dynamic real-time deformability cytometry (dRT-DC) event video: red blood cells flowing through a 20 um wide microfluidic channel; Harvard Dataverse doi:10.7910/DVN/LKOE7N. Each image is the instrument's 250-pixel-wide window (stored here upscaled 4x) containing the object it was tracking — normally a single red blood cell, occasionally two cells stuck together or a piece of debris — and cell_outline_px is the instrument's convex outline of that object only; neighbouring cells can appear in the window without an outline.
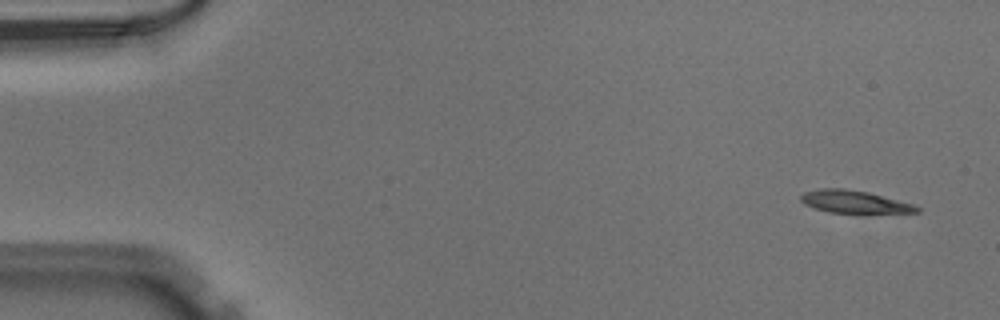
{"species": "Egyptian fruit bat (a non-hibernating species)", "species_latin": "Rousettus aegyptiacus", "temperature_condition": "warm", "stored_images_in_passage": 50, "camera_frame_rate_fps": 3000, "um_per_image_px": 0.085, "animal": {"sex": "male"}, "frame": {"image": 1, "passage_image": 2, "time_ms": 0.333, "image_size_px": [1000, 320], "cell_outline_px": [[920, 212], [828, 212], [804, 204], [800, 200], [800, 196], [804, 192], [824, 188], [844, 188], [868, 192], [912, 204], [920, 208]], "centroid_in_image_um": [72.56, 17.13], "position_along_channel_um": 12.4, "area_um2": 14.8}}
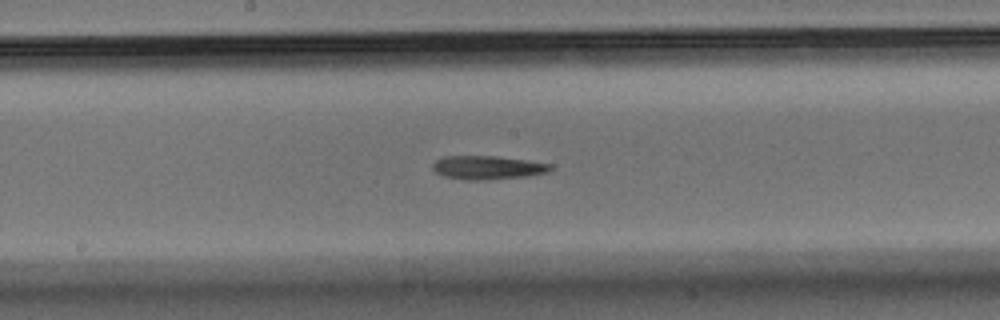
{"frame": {"image": 2, "passage_image": 26, "time_ms": 8.333, "image_size_px": [1000, 320], "cell_outline_px": [[552, 168], [548, 172], [528, 176], [484, 180], [468, 180], [444, 176], [436, 172], [432, 168], [432, 164], [436, 160], [444, 156], [496, 156], [552, 164]], "centroid_in_image_um": [41.44, 14.24], "position_along_channel_um": 206.8, "area_um2": 16.13}}
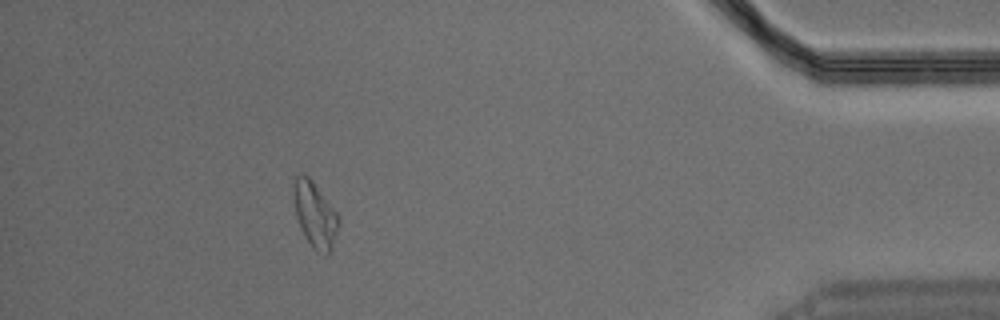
{"frame": {"image": 3, "passage_image": 45, "time_ms": 14.667, "image_size_px": [1000, 320], "cell_outline_px": [[340, 224], [332, 252], [316, 252], [312, 248], [304, 236], [296, 216], [292, 196], [292, 192], [296, 176], [300, 172], [304, 172], [312, 180], [340, 216]], "centroid_in_image_um": [26.78, 18.24], "position_along_channel_um": 408.4, "area_um2": 17.57}}